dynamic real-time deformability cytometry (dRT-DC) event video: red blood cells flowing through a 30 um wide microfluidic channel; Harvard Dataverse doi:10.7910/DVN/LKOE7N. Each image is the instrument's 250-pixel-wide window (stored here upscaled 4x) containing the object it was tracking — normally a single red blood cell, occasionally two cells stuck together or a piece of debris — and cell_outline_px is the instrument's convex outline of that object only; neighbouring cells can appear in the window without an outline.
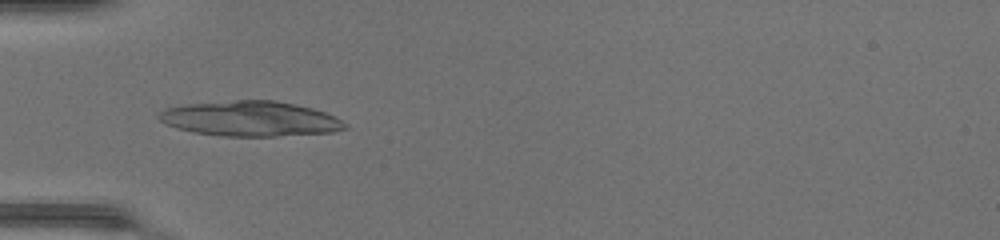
{"species": "common noctule bat (a hibernating species)", "species_latin": "Nyctalus noctula", "temperature_condition": "warm", "stored_images_in_passage": 32, "camera_frame_rate_fps": 3000, "um_per_image_px": 0.085, "animal": {"sex": "female", "body_mass_g": 17.0, "forearm_length_mm": 48.0}, "frame": {"image": 1, "passage_image": 1, "time_ms": 0.0, "image_size_px": [1000, 240], "cell_outline_px": [[348, 128], [332, 132], [276, 136], [224, 136], [192, 132], [176, 128], [164, 124], [156, 116], [164, 108], [184, 104], [236, 100], [272, 100], [296, 104], [312, 108], [324, 112], [348, 124]], "centroid_in_image_um": [21.23, 10.09], "position_along_channel_um": 63.8, "area_um2": 38.15}}
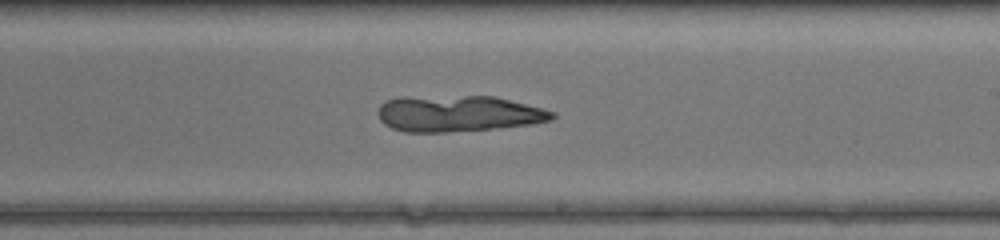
{"frame": {"image": 2, "passage_image": 14, "time_ms": 4.333, "image_size_px": [1000, 240], "cell_outline_px": [[556, 116], [552, 120], [532, 124], [492, 128], [444, 132], [404, 132], [392, 128], [384, 124], [380, 120], [376, 112], [380, 104], [388, 100], [464, 96], [492, 96], [556, 112]], "centroid_in_image_um": [38.97, 9.68], "position_along_channel_um": 250.0, "area_um2": 35.78}}
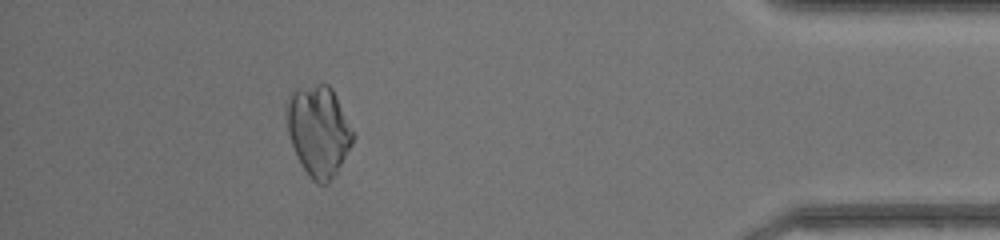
{"frame": {"image": 3, "passage_image": 28, "time_ms": 9.0, "image_size_px": [1000, 240], "cell_outline_px": [[356, 136], [352, 144], [336, 172], [328, 184], [316, 184], [312, 180], [304, 168], [292, 144], [288, 132], [288, 96], [292, 88], [316, 84], [328, 84], [332, 88], [356, 132]], "centroid_in_image_um": [27.12, 11.09], "position_along_channel_um": 408.1, "area_um2": 34.97}}